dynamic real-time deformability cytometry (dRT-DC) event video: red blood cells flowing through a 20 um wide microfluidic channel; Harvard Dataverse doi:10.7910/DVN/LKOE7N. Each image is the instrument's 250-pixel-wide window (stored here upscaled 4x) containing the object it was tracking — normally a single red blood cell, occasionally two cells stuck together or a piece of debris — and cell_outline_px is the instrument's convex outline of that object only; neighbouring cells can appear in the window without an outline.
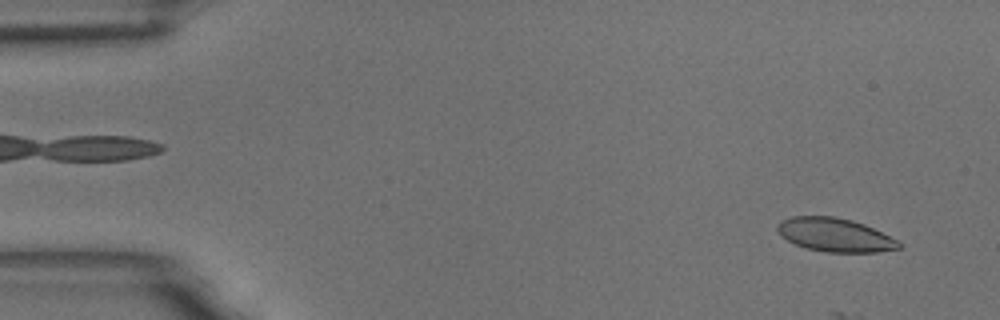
{"species": "common noctule bat (a hibernating species)", "species_latin": "Nyctalus noctula", "temperature_condition": "room temperature", "stored_images_in_passage": 18, "camera_frame_rate_fps": 3000, "um_per_image_px": 0.085, "animal": {"sex": "male", "body_mass_g": 18.8}, "frame": {"image": 1, "passage_image": 3, "time_ms": 0.667, "image_size_px": [1000, 320], "cell_outline_px": [[904, 244], [900, 248], [876, 252], [828, 252], [808, 248], [796, 244], [788, 240], [776, 228], [776, 224], [780, 220], [792, 216], [836, 216], [852, 220], [864, 224]], "centroid_in_image_um": [70.96, 19.95], "position_along_channel_um": 14.0, "area_um2": 23.52}}
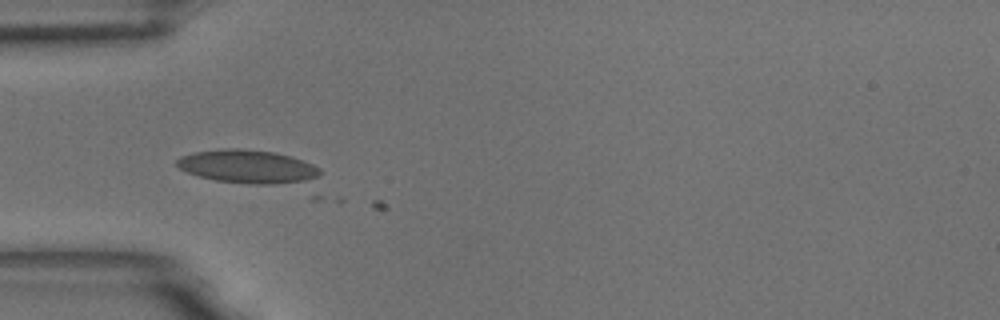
{"frame": {"image": 2, "passage_image": 17, "time_ms": 5.333, "image_size_px": [1000, 320], "cell_outline_px": [[324, 172], [320, 176], [312, 180], [272, 184], [256, 184], [216, 180], [200, 176], [188, 172], [180, 168], [176, 164], [176, 160], [180, 156], [196, 152], [220, 148], [240, 148], [276, 152], [312, 164], [320, 168]], "centroid_in_image_um": [21.08, 14.14], "position_along_channel_um": 63.9, "area_um2": 27.69}}